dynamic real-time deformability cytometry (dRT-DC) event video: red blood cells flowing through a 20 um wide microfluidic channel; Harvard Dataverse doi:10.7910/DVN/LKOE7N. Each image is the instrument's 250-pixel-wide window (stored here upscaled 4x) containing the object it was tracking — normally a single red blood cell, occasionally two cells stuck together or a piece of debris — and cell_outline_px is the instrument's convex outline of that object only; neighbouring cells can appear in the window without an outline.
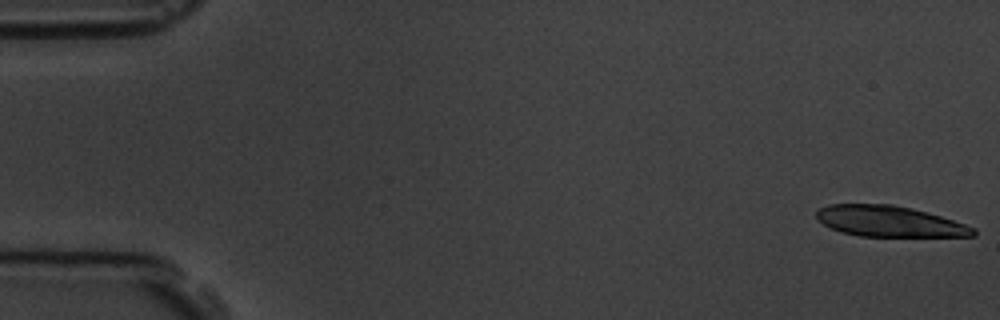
{"species": "common noctule bat (a hibernating species)", "species_latin": "Nyctalus noctula", "temperature_condition": "room temperature", "stored_images_in_passage": 5, "camera_frame_rate_fps": 3000, "um_per_image_px": 0.085, "animal": {"sex": "male", "body_mass_g": 19.5, "forearm_length_mm": 54.6}, "frame": {"image": 1, "passage_image": 1, "time_ms": 0.0, "image_size_px": [1000, 320], "cell_outline_px": [[976, 236], [860, 236], [840, 232], [824, 224], [816, 216], [816, 212], [820, 208], [828, 204], [892, 204], [912, 208], [928, 212], [976, 228]], "centroid_in_image_um": [75.6, 18.81], "position_along_channel_um": 9.4, "area_um2": 28.03}}